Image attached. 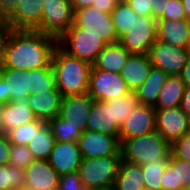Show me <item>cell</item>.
I'll list each match as a JSON object with an SVG mask.
<instances>
[{
    "label": "cell",
    "instance_id": "1f68e13d",
    "mask_svg": "<svg viewBox=\"0 0 190 190\" xmlns=\"http://www.w3.org/2000/svg\"><path fill=\"white\" fill-rule=\"evenodd\" d=\"M32 74L31 94L40 95L41 92L58 90L52 67L38 68L30 71Z\"/></svg>",
    "mask_w": 190,
    "mask_h": 190
},
{
    "label": "cell",
    "instance_id": "7dc6e473",
    "mask_svg": "<svg viewBox=\"0 0 190 190\" xmlns=\"http://www.w3.org/2000/svg\"><path fill=\"white\" fill-rule=\"evenodd\" d=\"M69 1L71 3L73 12L90 6L96 7V0H69Z\"/></svg>",
    "mask_w": 190,
    "mask_h": 190
},
{
    "label": "cell",
    "instance_id": "6f0895ef",
    "mask_svg": "<svg viewBox=\"0 0 190 190\" xmlns=\"http://www.w3.org/2000/svg\"><path fill=\"white\" fill-rule=\"evenodd\" d=\"M187 49H188L189 52H190V36H189V41H188V44H187Z\"/></svg>",
    "mask_w": 190,
    "mask_h": 190
},
{
    "label": "cell",
    "instance_id": "ffe728a7",
    "mask_svg": "<svg viewBox=\"0 0 190 190\" xmlns=\"http://www.w3.org/2000/svg\"><path fill=\"white\" fill-rule=\"evenodd\" d=\"M1 117V132L5 134L16 127L37 120L34 111L31 109L26 100L9 101L3 104Z\"/></svg>",
    "mask_w": 190,
    "mask_h": 190
},
{
    "label": "cell",
    "instance_id": "816d5d0a",
    "mask_svg": "<svg viewBox=\"0 0 190 190\" xmlns=\"http://www.w3.org/2000/svg\"><path fill=\"white\" fill-rule=\"evenodd\" d=\"M6 103L5 79L0 75V105Z\"/></svg>",
    "mask_w": 190,
    "mask_h": 190
},
{
    "label": "cell",
    "instance_id": "484cf974",
    "mask_svg": "<svg viewBox=\"0 0 190 190\" xmlns=\"http://www.w3.org/2000/svg\"><path fill=\"white\" fill-rule=\"evenodd\" d=\"M186 84L179 75H169L159 94L156 110L180 106Z\"/></svg>",
    "mask_w": 190,
    "mask_h": 190
},
{
    "label": "cell",
    "instance_id": "b9f144b4",
    "mask_svg": "<svg viewBox=\"0 0 190 190\" xmlns=\"http://www.w3.org/2000/svg\"><path fill=\"white\" fill-rule=\"evenodd\" d=\"M171 0H151V17L167 20V6Z\"/></svg>",
    "mask_w": 190,
    "mask_h": 190
},
{
    "label": "cell",
    "instance_id": "e0dca14e",
    "mask_svg": "<svg viewBox=\"0 0 190 190\" xmlns=\"http://www.w3.org/2000/svg\"><path fill=\"white\" fill-rule=\"evenodd\" d=\"M82 156L78 142L56 141L48 162L59 175L79 171Z\"/></svg>",
    "mask_w": 190,
    "mask_h": 190
},
{
    "label": "cell",
    "instance_id": "681fc988",
    "mask_svg": "<svg viewBox=\"0 0 190 190\" xmlns=\"http://www.w3.org/2000/svg\"><path fill=\"white\" fill-rule=\"evenodd\" d=\"M116 5L112 0H96V8L104 13L111 14Z\"/></svg>",
    "mask_w": 190,
    "mask_h": 190
},
{
    "label": "cell",
    "instance_id": "9c48e42d",
    "mask_svg": "<svg viewBox=\"0 0 190 190\" xmlns=\"http://www.w3.org/2000/svg\"><path fill=\"white\" fill-rule=\"evenodd\" d=\"M130 91L120 73H111L91 67L88 94L94 100L118 99Z\"/></svg>",
    "mask_w": 190,
    "mask_h": 190
},
{
    "label": "cell",
    "instance_id": "d4e9b609",
    "mask_svg": "<svg viewBox=\"0 0 190 190\" xmlns=\"http://www.w3.org/2000/svg\"><path fill=\"white\" fill-rule=\"evenodd\" d=\"M130 54L119 42L107 44L92 66L97 70L120 73Z\"/></svg>",
    "mask_w": 190,
    "mask_h": 190
},
{
    "label": "cell",
    "instance_id": "44dd1931",
    "mask_svg": "<svg viewBox=\"0 0 190 190\" xmlns=\"http://www.w3.org/2000/svg\"><path fill=\"white\" fill-rule=\"evenodd\" d=\"M152 64L148 54H130L120 71V76L131 91H135L147 79Z\"/></svg>",
    "mask_w": 190,
    "mask_h": 190
},
{
    "label": "cell",
    "instance_id": "f1b7e54d",
    "mask_svg": "<svg viewBox=\"0 0 190 190\" xmlns=\"http://www.w3.org/2000/svg\"><path fill=\"white\" fill-rule=\"evenodd\" d=\"M111 16L118 38L128 33L137 20V14L126 2L117 4L111 12Z\"/></svg>",
    "mask_w": 190,
    "mask_h": 190
},
{
    "label": "cell",
    "instance_id": "f907efd6",
    "mask_svg": "<svg viewBox=\"0 0 190 190\" xmlns=\"http://www.w3.org/2000/svg\"><path fill=\"white\" fill-rule=\"evenodd\" d=\"M179 76L182 78L186 86H190V58L181 70Z\"/></svg>",
    "mask_w": 190,
    "mask_h": 190
},
{
    "label": "cell",
    "instance_id": "680465c9",
    "mask_svg": "<svg viewBox=\"0 0 190 190\" xmlns=\"http://www.w3.org/2000/svg\"><path fill=\"white\" fill-rule=\"evenodd\" d=\"M141 190H150V189L147 187H143Z\"/></svg>",
    "mask_w": 190,
    "mask_h": 190
},
{
    "label": "cell",
    "instance_id": "db71d44e",
    "mask_svg": "<svg viewBox=\"0 0 190 190\" xmlns=\"http://www.w3.org/2000/svg\"><path fill=\"white\" fill-rule=\"evenodd\" d=\"M115 4L126 2V0H112Z\"/></svg>",
    "mask_w": 190,
    "mask_h": 190
},
{
    "label": "cell",
    "instance_id": "9f6ffc18",
    "mask_svg": "<svg viewBox=\"0 0 190 190\" xmlns=\"http://www.w3.org/2000/svg\"><path fill=\"white\" fill-rule=\"evenodd\" d=\"M1 110H2V105H0V132H1V119H2V117H1Z\"/></svg>",
    "mask_w": 190,
    "mask_h": 190
},
{
    "label": "cell",
    "instance_id": "e575fe53",
    "mask_svg": "<svg viewBox=\"0 0 190 190\" xmlns=\"http://www.w3.org/2000/svg\"><path fill=\"white\" fill-rule=\"evenodd\" d=\"M48 124L51 127L53 136L55 137L56 141L78 142L79 138L82 135L81 130L72 127L59 116L51 119Z\"/></svg>",
    "mask_w": 190,
    "mask_h": 190
},
{
    "label": "cell",
    "instance_id": "8d00e7d4",
    "mask_svg": "<svg viewBox=\"0 0 190 190\" xmlns=\"http://www.w3.org/2000/svg\"><path fill=\"white\" fill-rule=\"evenodd\" d=\"M57 190H89L81 181L79 171L59 176Z\"/></svg>",
    "mask_w": 190,
    "mask_h": 190
},
{
    "label": "cell",
    "instance_id": "7a4b0ae2",
    "mask_svg": "<svg viewBox=\"0 0 190 190\" xmlns=\"http://www.w3.org/2000/svg\"><path fill=\"white\" fill-rule=\"evenodd\" d=\"M56 87L62 97L83 94L89 89V74L92 65L56 47L51 63Z\"/></svg>",
    "mask_w": 190,
    "mask_h": 190
},
{
    "label": "cell",
    "instance_id": "836d02e7",
    "mask_svg": "<svg viewBox=\"0 0 190 190\" xmlns=\"http://www.w3.org/2000/svg\"><path fill=\"white\" fill-rule=\"evenodd\" d=\"M45 123V121L37 119L36 121L16 127L9 131L7 136L12 145L27 146Z\"/></svg>",
    "mask_w": 190,
    "mask_h": 190
},
{
    "label": "cell",
    "instance_id": "f5cc1de1",
    "mask_svg": "<svg viewBox=\"0 0 190 190\" xmlns=\"http://www.w3.org/2000/svg\"><path fill=\"white\" fill-rule=\"evenodd\" d=\"M184 6L187 20H190V0H181Z\"/></svg>",
    "mask_w": 190,
    "mask_h": 190
},
{
    "label": "cell",
    "instance_id": "ab89813d",
    "mask_svg": "<svg viewBox=\"0 0 190 190\" xmlns=\"http://www.w3.org/2000/svg\"><path fill=\"white\" fill-rule=\"evenodd\" d=\"M161 190H178L179 175L178 167H173L169 162L166 165L162 178Z\"/></svg>",
    "mask_w": 190,
    "mask_h": 190
},
{
    "label": "cell",
    "instance_id": "2e32d148",
    "mask_svg": "<svg viewBox=\"0 0 190 190\" xmlns=\"http://www.w3.org/2000/svg\"><path fill=\"white\" fill-rule=\"evenodd\" d=\"M24 171L25 190H57L60 175L48 160L34 159Z\"/></svg>",
    "mask_w": 190,
    "mask_h": 190
},
{
    "label": "cell",
    "instance_id": "83f0119b",
    "mask_svg": "<svg viewBox=\"0 0 190 190\" xmlns=\"http://www.w3.org/2000/svg\"><path fill=\"white\" fill-rule=\"evenodd\" d=\"M56 139L48 123H45L28 143L34 159L48 160Z\"/></svg>",
    "mask_w": 190,
    "mask_h": 190
},
{
    "label": "cell",
    "instance_id": "f546056e",
    "mask_svg": "<svg viewBox=\"0 0 190 190\" xmlns=\"http://www.w3.org/2000/svg\"><path fill=\"white\" fill-rule=\"evenodd\" d=\"M106 103H112L113 121L121 126L133 109L139 104L134 91H130L118 99H109Z\"/></svg>",
    "mask_w": 190,
    "mask_h": 190
},
{
    "label": "cell",
    "instance_id": "277c9868",
    "mask_svg": "<svg viewBox=\"0 0 190 190\" xmlns=\"http://www.w3.org/2000/svg\"><path fill=\"white\" fill-rule=\"evenodd\" d=\"M121 162V156L82 158L80 179L89 190H112Z\"/></svg>",
    "mask_w": 190,
    "mask_h": 190
},
{
    "label": "cell",
    "instance_id": "6da1fadb",
    "mask_svg": "<svg viewBox=\"0 0 190 190\" xmlns=\"http://www.w3.org/2000/svg\"><path fill=\"white\" fill-rule=\"evenodd\" d=\"M58 39L39 30L11 29L0 68L34 70L50 67Z\"/></svg>",
    "mask_w": 190,
    "mask_h": 190
},
{
    "label": "cell",
    "instance_id": "bcb514c9",
    "mask_svg": "<svg viewBox=\"0 0 190 190\" xmlns=\"http://www.w3.org/2000/svg\"><path fill=\"white\" fill-rule=\"evenodd\" d=\"M16 8V0H0V17L6 18Z\"/></svg>",
    "mask_w": 190,
    "mask_h": 190
},
{
    "label": "cell",
    "instance_id": "f35d334b",
    "mask_svg": "<svg viewBox=\"0 0 190 190\" xmlns=\"http://www.w3.org/2000/svg\"><path fill=\"white\" fill-rule=\"evenodd\" d=\"M168 162L173 167H178L179 188L190 186V161L175 158L170 153Z\"/></svg>",
    "mask_w": 190,
    "mask_h": 190
},
{
    "label": "cell",
    "instance_id": "c3c4849f",
    "mask_svg": "<svg viewBox=\"0 0 190 190\" xmlns=\"http://www.w3.org/2000/svg\"><path fill=\"white\" fill-rule=\"evenodd\" d=\"M180 108L189 116L190 118V86H186L183 92V97L180 103Z\"/></svg>",
    "mask_w": 190,
    "mask_h": 190
},
{
    "label": "cell",
    "instance_id": "5bb4252c",
    "mask_svg": "<svg viewBox=\"0 0 190 190\" xmlns=\"http://www.w3.org/2000/svg\"><path fill=\"white\" fill-rule=\"evenodd\" d=\"M94 101L88 92L62 97L58 116L72 127L84 132Z\"/></svg>",
    "mask_w": 190,
    "mask_h": 190
},
{
    "label": "cell",
    "instance_id": "60d3db41",
    "mask_svg": "<svg viewBox=\"0 0 190 190\" xmlns=\"http://www.w3.org/2000/svg\"><path fill=\"white\" fill-rule=\"evenodd\" d=\"M167 20H187L181 0H171L167 6Z\"/></svg>",
    "mask_w": 190,
    "mask_h": 190
},
{
    "label": "cell",
    "instance_id": "603a6c76",
    "mask_svg": "<svg viewBox=\"0 0 190 190\" xmlns=\"http://www.w3.org/2000/svg\"><path fill=\"white\" fill-rule=\"evenodd\" d=\"M189 36L190 20H157V40L187 48Z\"/></svg>",
    "mask_w": 190,
    "mask_h": 190
},
{
    "label": "cell",
    "instance_id": "7c38bea8",
    "mask_svg": "<svg viewBox=\"0 0 190 190\" xmlns=\"http://www.w3.org/2000/svg\"><path fill=\"white\" fill-rule=\"evenodd\" d=\"M156 131L171 145L190 131V118L180 106L156 110Z\"/></svg>",
    "mask_w": 190,
    "mask_h": 190
},
{
    "label": "cell",
    "instance_id": "30bf717a",
    "mask_svg": "<svg viewBox=\"0 0 190 190\" xmlns=\"http://www.w3.org/2000/svg\"><path fill=\"white\" fill-rule=\"evenodd\" d=\"M148 55L152 66L164 70L168 75H179L190 58L187 48L173 46L157 39Z\"/></svg>",
    "mask_w": 190,
    "mask_h": 190
},
{
    "label": "cell",
    "instance_id": "f6af8a7d",
    "mask_svg": "<svg viewBox=\"0 0 190 190\" xmlns=\"http://www.w3.org/2000/svg\"><path fill=\"white\" fill-rule=\"evenodd\" d=\"M10 30L11 29L9 28V25L5 18L0 17V66L3 60L4 44Z\"/></svg>",
    "mask_w": 190,
    "mask_h": 190
},
{
    "label": "cell",
    "instance_id": "8992f818",
    "mask_svg": "<svg viewBox=\"0 0 190 190\" xmlns=\"http://www.w3.org/2000/svg\"><path fill=\"white\" fill-rule=\"evenodd\" d=\"M157 39V20L151 16L137 15V20L128 33L118 42L131 54H148Z\"/></svg>",
    "mask_w": 190,
    "mask_h": 190
},
{
    "label": "cell",
    "instance_id": "d590c367",
    "mask_svg": "<svg viewBox=\"0 0 190 190\" xmlns=\"http://www.w3.org/2000/svg\"><path fill=\"white\" fill-rule=\"evenodd\" d=\"M33 160L32 152L27 148V146H11L8 164L17 169L24 170Z\"/></svg>",
    "mask_w": 190,
    "mask_h": 190
},
{
    "label": "cell",
    "instance_id": "4fadbf2b",
    "mask_svg": "<svg viewBox=\"0 0 190 190\" xmlns=\"http://www.w3.org/2000/svg\"><path fill=\"white\" fill-rule=\"evenodd\" d=\"M156 131V109L154 106L137 104L119 129L120 143L129 138L140 137Z\"/></svg>",
    "mask_w": 190,
    "mask_h": 190
},
{
    "label": "cell",
    "instance_id": "4dcf8cb0",
    "mask_svg": "<svg viewBox=\"0 0 190 190\" xmlns=\"http://www.w3.org/2000/svg\"><path fill=\"white\" fill-rule=\"evenodd\" d=\"M25 171L14 166L0 165V190H23L25 189Z\"/></svg>",
    "mask_w": 190,
    "mask_h": 190
},
{
    "label": "cell",
    "instance_id": "7bdbcfd3",
    "mask_svg": "<svg viewBox=\"0 0 190 190\" xmlns=\"http://www.w3.org/2000/svg\"><path fill=\"white\" fill-rule=\"evenodd\" d=\"M137 15L151 16V0H126Z\"/></svg>",
    "mask_w": 190,
    "mask_h": 190
},
{
    "label": "cell",
    "instance_id": "ee69618b",
    "mask_svg": "<svg viewBox=\"0 0 190 190\" xmlns=\"http://www.w3.org/2000/svg\"><path fill=\"white\" fill-rule=\"evenodd\" d=\"M11 146L7 134L0 132V165L8 164Z\"/></svg>",
    "mask_w": 190,
    "mask_h": 190
},
{
    "label": "cell",
    "instance_id": "ac0fdd59",
    "mask_svg": "<svg viewBox=\"0 0 190 190\" xmlns=\"http://www.w3.org/2000/svg\"><path fill=\"white\" fill-rule=\"evenodd\" d=\"M0 75L5 79L6 103L25 101L31 94L32 74L30 71L0 68Z\"/></svg>",
    "mask_w": 190,
    "mask_h": 190
},
{
    "label": "cell",
    "instance_id": "4316f807",
    "mask_svg": "<svg viewBox=\"0 0 190 190\" xmlns=\"http://www.w3.org/2000/svg\"><path fill=\"white\" fill-rule=\"evenodd\" d=\"M141 165H135L122 160L112 190H141L143 184Z\"/></svg>",
    "mask_w": 190,
    "mask_h": 190
},
{
    "label": "cell",
    "instance_id": "d6986e66",
    "mask_svg": "<svg viewBox=\"0 0 190 190\" xmlns=\"http://www.w3.org/2000/svg\"><path fill=\"white\" fill-rule=\"evenodd\" d=\"M120 126L113 121L112 103L95 100L89 114L86 130L119 137Z\"/></svg>",
    "mask_w": 190,
    "mask_h": 190
},
{
    "label": "cell",
    "instance_id": "7402d4cb",
    "mask_svg": "<svg viewBox=\"0 0 190 190\" xmlns=\"http://www.w3.org/2000/svg\"><path fill=\"white\" fill-rule=\"evenodd\" d=\"M62 95L59 90L41 92L40 95L30 94L26 101L37 119L48 123L59 115Z\"/></svg>",
    "mask_w": 190,
    "mask_h": 190
},
{
    "label": "cell",
    "instance_id": "8fae6325",
    "mask_svg": "<svg viewBox=\"0 0 190 190\" xmlns=\"http://www.w3.org/2000/svg\"><path fill=\"white\" fill-rule=\"evenodd\" d=\"M82 158L121 156L119 137L86 130L78 140Z\"/></svg>",
    "mask_w": 190,
    "mask_h": 190
},
{
    "label": "cell",
    "instance_id": "cb8c5ba5",
    "mask_svg": "<svg viewBox=\"0 0 190 190\" xmlns=\"http://www.w3.org/2000/svg\"><path fill=\"white\" fill-rule=\"evenodd\" d=\"M168 76L164 70L152 66L147 79L134 91L139 103L155 107Z\"/></svg>",
    "mask_w": 190,
    "mask_h": 190
},
{
    "label": "cell",
    "instance_id": "9a60e30c",
    "mask_svg": "<svg viewBox=\"0 0 190 190\" xmlns=\"http://www.w3.org/2000/svg\"><path fill=\"white\" fill-rule=\"evenodd\" d=\"M43 0H16V8L5 18L10 29L41 32Z\"/></svg>",
    "mask_w": 190,
    "mask_h": 190
},
{
    "label": "cell",
    "instance_id": "3957f363",
    "mask_svg": "<svg viewBox=\"0 0 190 190\" xmlns=\"http://www.w3.org/2000/svg\"><path fill=\"white\" fill-rule=\"evenodd\" d=\"M120 153L122 160L128 163L145 165L169 159L171 145L157 131H153L123 140Z\"/></svg>",
    "mask_w": 190,
    "mask_h": 190
},
{
    "label": "cell",
    "instance_id": "d6a6232c",
    "mask_svg": "<svg viewBox=\"0 0 190 190\" xmlns=\"http://www.w3.org/2000/svg\"><path fill=\"white\" fill-rule=\"evenodd\" d=\"M168 161L169 159H162L158 162L141 165L144 187L150 190H161V181Z\"/></svg>",
    "mask_w": 190,
    "mask_h": 190
},
{
    "label": "cell",
    "instance_id": "11a10c76",
    "mask_svg": "<svg viewBox=\"0 0 190 190\" xmlns=\"http://www.w3.org/2000/svg\"><path fill=\"white\" fill-rule=\"evenodd\" d=\"M178 190H190V186H185V187L179 188Z\"/></svg>",
    "mask_w": 190,
    "mask_h": 190
},
{
    "label": "cell",
    "instance_id": "52a82bcc",
    "mask_svg": "<svg viewBox=\"0 0 190 190\" xmlns=\"http://www.w3.org/2000/svg\"><path fill=\"white\" fill-rule=\"evenodd\" d=\"M41 32L57 39L74 23L69 0H43Z\"/></svg>",
    "mask_w": 190,
    "mask_h": 190
},
{
    "label": "cell",
    "instance_id": "74e56055",
    "mask_svg": "<svg viewBox=\"0 0 190 190\" xmlns=\"http://www.w3.org/2000/svg\"><path fill=\"white\" fill-rule=\"evenodd\" d=\"M171 154L175 158L190 161V131L171 144Z\"/></svg>",
    "mask_w": 190,
    "mask_h": 190
},
{
    "label": "cell",
    "instance_id": "5b68a950",
    "mask_svg": "<svg viewBox=\"0 0 190 190\" xmlns=\"http://www.w3.org/2000/svg\"><path fill=\"white\" fill-rule=\"evenodd\" d=\"M107 43L99 35L86 33L73 23L59 38L58 46L67 54L89 62L91 65Z\"/></svg>",
    "mask_w": 190,
    "mask_h": 190
},
{
    "label": "cell",
    "instance_id": "ba28073f",
    "mask_svg": "<svg viewBox=\"0 0 190 190\" xmlns=\"http://www.w3.org/2000/svg\"><path fill=\"white\" fill-rule=\"evenodd\" d=\"M74 23L84 29L86 33L99 35L107 44L118 42L112 16L104 13L94 6L76 10L74 12Z\"/></svg>",
    "mask_w": 190,
    "mask_h": 190
}]
</instances>
